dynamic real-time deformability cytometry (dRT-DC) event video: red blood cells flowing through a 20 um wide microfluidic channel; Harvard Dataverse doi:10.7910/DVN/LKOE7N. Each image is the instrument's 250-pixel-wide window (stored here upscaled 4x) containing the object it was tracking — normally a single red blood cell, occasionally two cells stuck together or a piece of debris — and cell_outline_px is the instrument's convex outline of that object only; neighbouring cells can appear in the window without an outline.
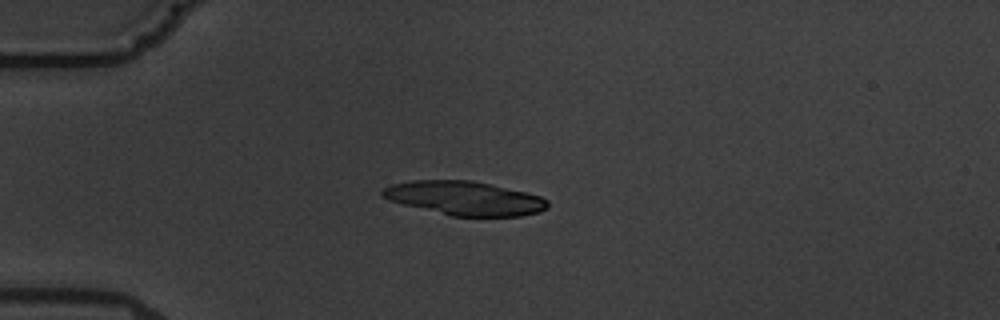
{"species": "common noctule bat (a hibernating species)", "species_latin": "Nyctalus noctula", "temperature_condition": "warm", "stored_images_in_passage": 4, "camera_frame_rate_fps": 3000, "um_per_image_px": 0.085, "animal": {"sex": "male", "body_mass_g": 19.5, "forearm_length_mm": 54.6}, "frame": {"image": 1, "passage_image": 1, "time_ms": 0.0, "image_size_px": [1000, 320], "cell_outline_px": [[548, 208], [540, 212], [520, 216], [452, 216], [388, 200], [380, 196], [380, 192], [384, 188], [392, 184], [412, 180], [472, 180], [528, 192], [540, 196], [548, 200]], "centroid_in_image_um": [39.51, 16.84], "position_along_channel_um": 45.5, "area_um2": 32.71}}